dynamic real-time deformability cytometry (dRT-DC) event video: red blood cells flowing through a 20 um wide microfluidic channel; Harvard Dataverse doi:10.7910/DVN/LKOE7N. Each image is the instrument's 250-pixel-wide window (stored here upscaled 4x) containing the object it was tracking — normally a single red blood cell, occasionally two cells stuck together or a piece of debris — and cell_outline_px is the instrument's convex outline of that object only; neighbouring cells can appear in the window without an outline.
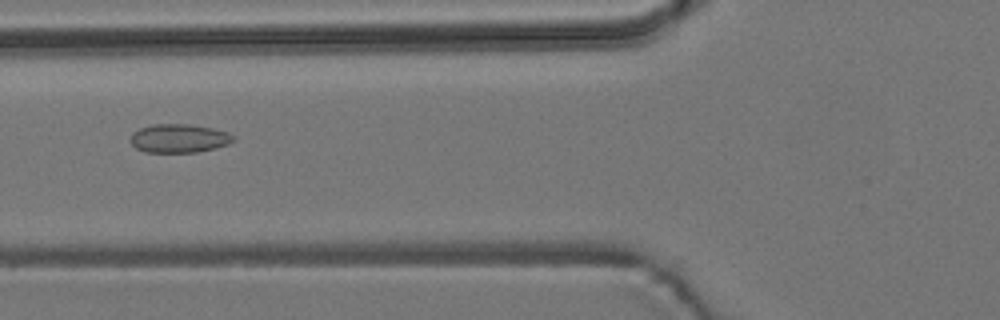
{"species": "common noctule bat (a hibernating species)", "species_latin": "Nyctalus noctula", "temperature_condition": "room temperature", "stored_images_in_passage": 5, "camera_frame_rate_fps": 3000, "um_per_image_px": 0.085, "animal": {"sex": "male", "body_mass_g": 19.2, "forearm_length_mm": 51.8}, "frame": {"image": 1, "passage_image": 5, "time_ms": 4.667, "image_size_px": [1000, 320], "cell_outline_px": [[236, 140], [228, 144], [216, 148], [196, 152], [144, 152], [136, 148], [128, 140], [132, 132], [140, 128], [152, 124], [188, 124], [212, 128], [228, 132], [236, 136]], "centroid_in_image_um": [15.21, 11.76], "position_along_channel_um": 110.6, "area_um2": 17.4}}